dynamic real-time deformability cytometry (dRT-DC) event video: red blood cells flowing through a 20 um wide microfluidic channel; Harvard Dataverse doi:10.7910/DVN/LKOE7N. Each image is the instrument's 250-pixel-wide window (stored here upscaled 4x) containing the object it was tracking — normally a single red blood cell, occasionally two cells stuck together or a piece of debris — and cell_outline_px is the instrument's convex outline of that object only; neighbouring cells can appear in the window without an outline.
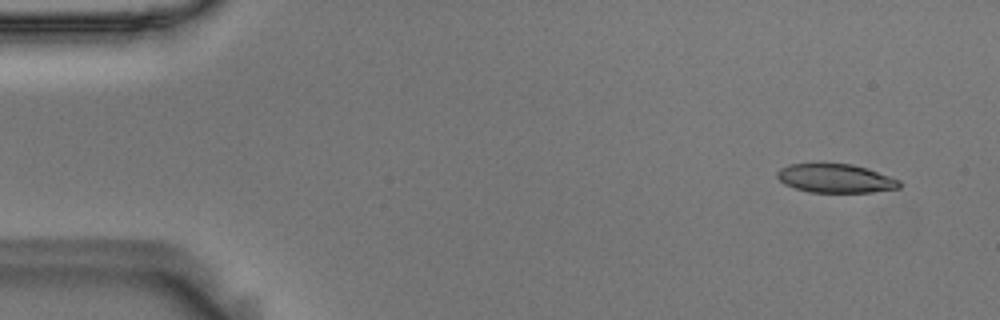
{"species": "Egyptian fruit bat (a non-hibernating species)", "species_latin": "Rousettus aegyptiacus", "temperature_condition": "room temperature", "stored_images_in_passage": 54, "camera_frame_rate_fps": 3000, "um_per_image_px": 0.085, "animal": {"sex": "male"}, "frame": {"image": 1, "passage_image": 3, "time_ms": 0.667, "image_size_px": [1000, 320], "cell_outline_px": [[900, 188], [872, 192], [808, 192], [784, 184], [776, 176], [776, 172], [780, 168], [788, 164], [824, 160], [852, 164], [900, 180]], "centroid_in_image_um": [70.93, 15.11], "position_along_channel_um": 14.1, "area_um2": 21.15}}
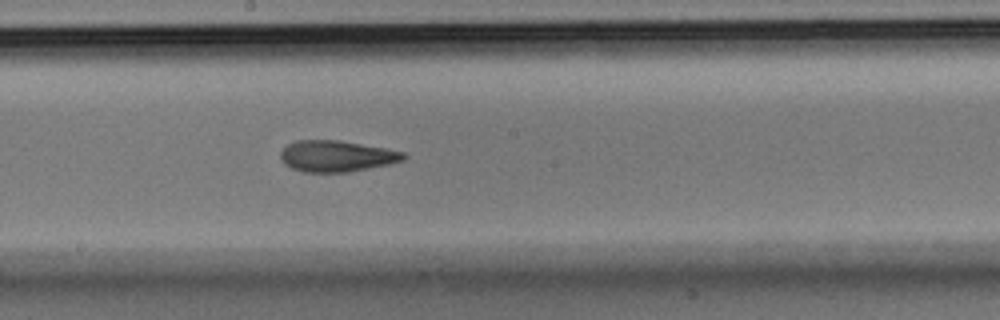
{"frame": {"image": 2, "passage_image": 29, "time_ms": 9.333, "image_size_px": [1000, 320], "cell_outline_px": [[408, 156], [404, 160], [392, 164], [348, 172], [304, 172], [292, 168], [284, 164], [280, 156], [280, 152], [288, 144], [296, 140], [340, 140], [384, 148], [404, 152]], "centroid_in_image_um": [28.63, 13.27], "position_along_channel_um": 219.6, "area_um2": 22.48}}
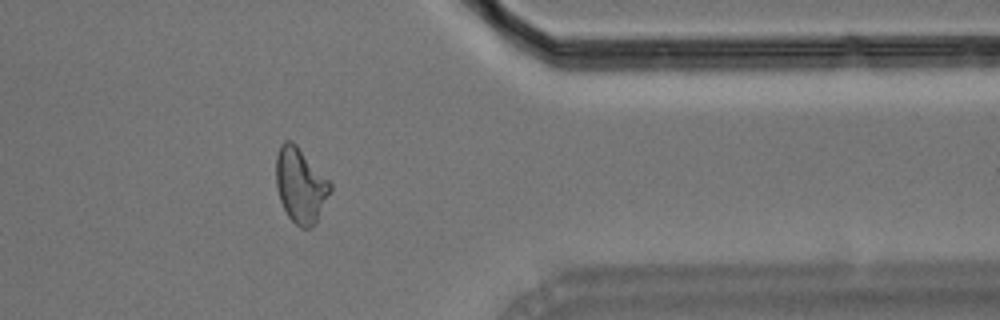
{"frame": {"image": 3, "passage_image": 44, "time_ms": 14.333, "image_size_px": [1000, 320], "cell_outline_px": [[332, 188], [316, 224], [308, 228], [300, 228], [288, 216], [280, 200], [276, 184], [276, 156], [280, 144], [284, 140], [292, 140], [296, 144], [332, 184]], "centroid_in_image_um": [25.54, 15.75], "position_along_channel_um": 385.9, "area_um2": 23.58}, "authors_computed_cell_mechanics": {"area_um2": 22.3686, "velocity_mm_per_s": 3.6108, "shape_relaxation_time_tau1_ms": null, "shape_relaxation_time_tau2_ms": 3.6083, "deformation_change_tau1": null, "deformation_change_tau2": 0.1291}}